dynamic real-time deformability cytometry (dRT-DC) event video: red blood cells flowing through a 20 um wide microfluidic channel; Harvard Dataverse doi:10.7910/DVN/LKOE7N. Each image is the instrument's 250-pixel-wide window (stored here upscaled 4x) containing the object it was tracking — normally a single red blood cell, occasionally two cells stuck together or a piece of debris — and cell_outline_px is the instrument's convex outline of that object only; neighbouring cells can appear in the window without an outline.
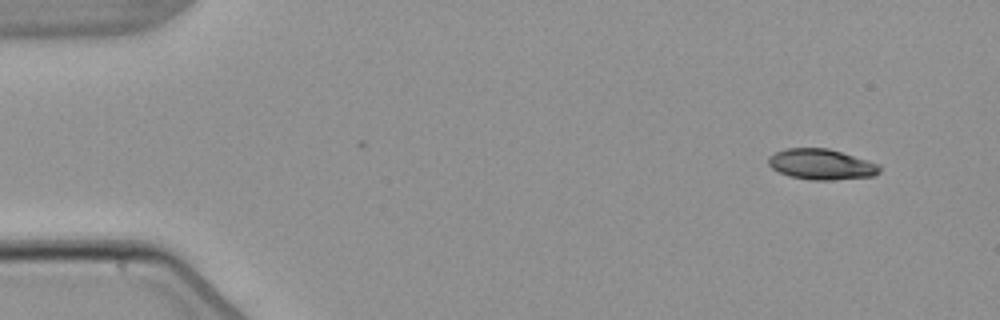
{"species": "common noctule bat (a hibernating species)", "species_latin": "Nyctalus noctula", "temperature_condition": "warm", "stored_images_in_passage": 4, "camera_frame_rate_fps": 3000, "um_per_image_px": 0.085, "animal": {"sex": "male", "body_mass_g": 21.5, "forearm_length_mm": 52.0}, "frame": {"image": 1, "passage_image": 1, "time_ms": 0.0, "image_size_px": [1000, 320], "cell_outline_px": [[880, 172], [872, 176], [832, 180], [812, 180], [788, 176], [772, 168], [768, 164], [768, 156], [784, 148], [828, 148], [868, 160], [880, 164]], "centroid_in_image_um": [69.8, 13.96], "position_along_channel_um": 15.2, "area_um2": 19.88}}
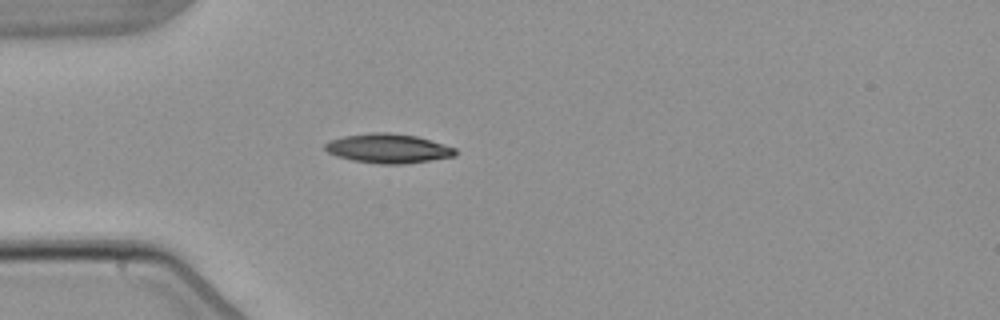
{"frame": {"image": 2, "passage_image": 4, "time_ms": 3.667, "image_size_px": [1000, 320], "cell_outline_px": [[456, 156], [432, 160], [400, 164], [380, 164], [352, 160], [336, 156], [328, 152], [324, 148], [324, 144], [328, 140], [344, 136], [372, 132], [388, 132], [416, 136], [444, 144], [456, 148]], "centroid_in_image_um": [32.98, 12.61], "position_along_channel_um": 52.0, "area_um2": 22.31}}